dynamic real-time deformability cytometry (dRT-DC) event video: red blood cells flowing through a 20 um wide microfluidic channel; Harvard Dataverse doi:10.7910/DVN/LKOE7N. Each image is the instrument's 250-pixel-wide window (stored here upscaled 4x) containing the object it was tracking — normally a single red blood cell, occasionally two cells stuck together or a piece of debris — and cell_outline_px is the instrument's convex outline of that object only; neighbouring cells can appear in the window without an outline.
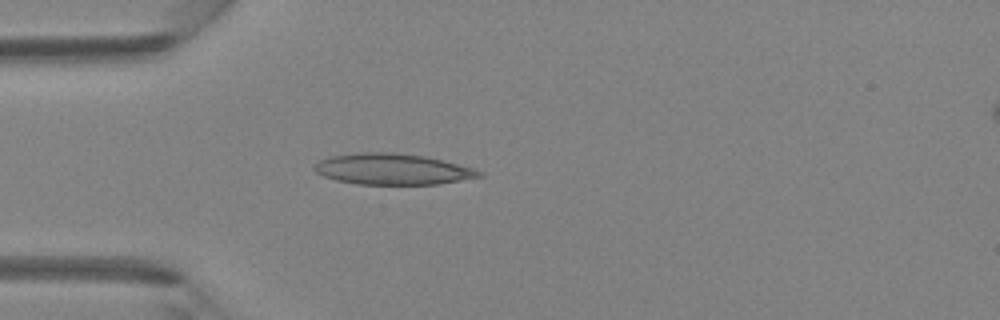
{"species": "Egyptian fruit bat (a non-hibernating species)", "species_latin": "Rousettus aegyptiacus", "temperature_condition": "room temperature", "stored_images_in_passage": 2, "camera_frame_rate_fps": 3000, "um_per_image_px": 0.085, "animal": {"sex": "female"}, "frame": {"image": 1, "passage_image": 2, "time_ms": 0.333, "image_size_px": [1000, 320], "cell_outline_px": [[484, 176], [436, 184], [356, 184], [336, 180], [324, 176], [316, 172], [312, 168], [320, 160], [332, 156], [360, 152], [396, 152], [424, 156], [444, 160], [472, 168], [484, 172]], "centroid_in_image_um": [33.37, 14.37], "position_along_channel_um": 51.6, "area_um2": 29.71}}